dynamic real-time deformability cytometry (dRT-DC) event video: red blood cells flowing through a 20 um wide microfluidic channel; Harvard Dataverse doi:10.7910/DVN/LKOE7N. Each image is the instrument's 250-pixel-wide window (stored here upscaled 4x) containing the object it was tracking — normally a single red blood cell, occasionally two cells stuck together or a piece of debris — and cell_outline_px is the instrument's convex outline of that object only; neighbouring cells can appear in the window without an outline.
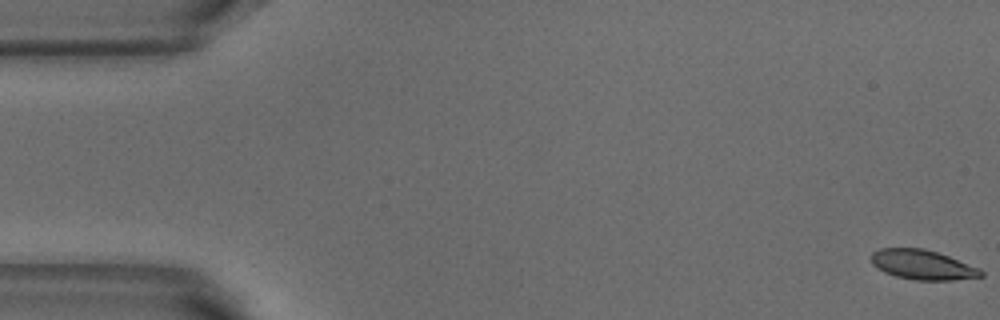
{"species": "common noctule bat (a hibernating species)", "species_latin": "Nyctalus noctula", "temperature_condition": "warm", "stored_images_in_passage": 53, "camera_frame_rate_fps": 3000, "um_per_image_px": 0.085, "animal": {"sex": "male", "body_mass_g": 18.8}, "frame": {"image": 1, "passage_image": 1, "time_ms": 0.0, "image_size_px": [1000, 320], "cell_outline_px": [[984, 276], [952, 280], [916, 280], [896, 276], [884, 272], [872, 264], [872, 252], [880, 248], [924, 248], [948, 256], [980, 268], [984, 272]], "centroid_in_image_um": [78.42, 22.5], "position_along_channel_um": 6.6, "area_um2": 18.9}}
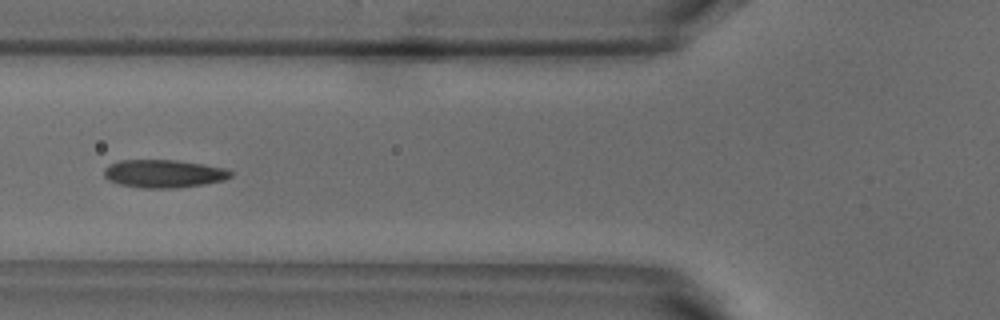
{"frame": {"image": 2, "passage_image": 20, "time_ms": 6.333, "image_size_px": [1000, 320], "cell_outline_px": [[232, 176], [224, 180], [204, 184], [172, 188], [140, 188], [120, 184], [108, 180], [104, 176], [104, 168], [108, 164], [120, 160], [176, 160], [204, 164], [224, 168], [232, 172]], "centroid_in_image_um": [13.89, 14.75], "position_along_channel_um": 111.9, "area_um2": 20.69}}
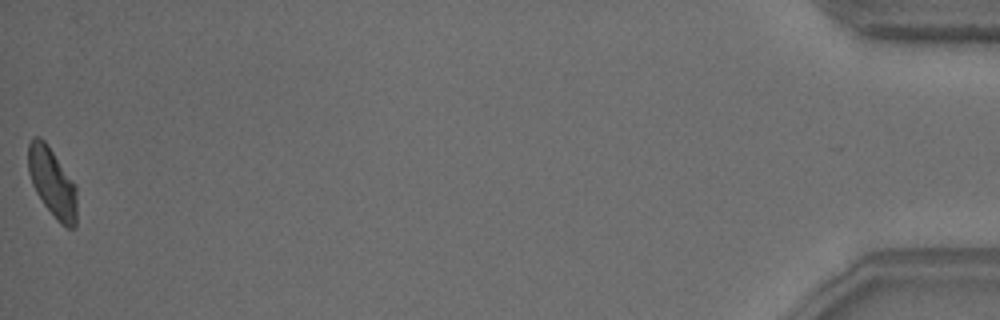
{"frame": {"image": 3, "passage_image": 53, "time_ms": 17.333, "image_size_px": [1000, 320], "cell_outline_px": [[76, 228], [68, 228], [60, 224], [56, 220], [44, 204], [36, 192], [32, 184], [28, 172], [28, 144], [32, 136], [40, 136], [48, 144], [76, 184]], "centroid_in_image_um": [4.44, 15.49], "position_along_channel_um": 430.8, "area_um2": 19.88}, "authors_computed_cell_mechanics": {"area_um2": 19.8832, "velocity_mm_per_s": 3.8077, "shape_relaxation_time_tau1_ms": 4.2019, "shape_relaxation_time_tau2_ms": 2.482, "deformation_change_tau1": 0.1258, "deformation_change_tau2": 0.0711}}